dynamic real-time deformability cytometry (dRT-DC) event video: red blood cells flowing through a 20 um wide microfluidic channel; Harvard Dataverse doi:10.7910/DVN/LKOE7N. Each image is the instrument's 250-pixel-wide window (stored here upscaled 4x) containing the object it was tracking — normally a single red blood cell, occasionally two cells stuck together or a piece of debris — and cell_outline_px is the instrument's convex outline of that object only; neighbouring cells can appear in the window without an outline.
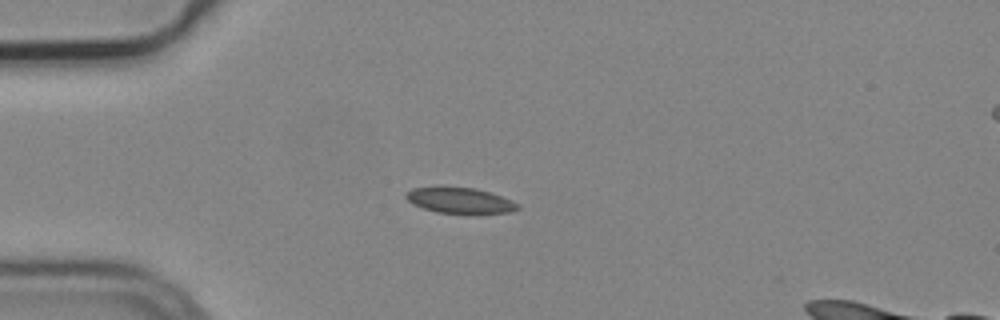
{"species": "common noctule bat (a hibernating species)", "species_latin": "Nyctalus noctula", "temperature_condition": "cold", "stored_images_in_passage": 3, "camera_frame_rate_fps": 3000, "um_per_image_px": 0.085, "animal": {"sex": "male", "body_mass_g": 19.2, "forearm_length_mm": 51.8}, "frame": {"image": 1, "passage_image": 1, "time_ms": 0.0, "image_size_px": [1000, 320], "cell_outline_px": [[520, 208], [508, 212], [476, 216], [472, 216], [436, 212], [412, 204], [404, 196], [412, 188], [440, 184], [476, 188], [512, 200], [520, 204]], "centroid_in_image_um": [39.09, 17.04], "position_along_channel_um": 45.9, "area_um2": 17.98}}
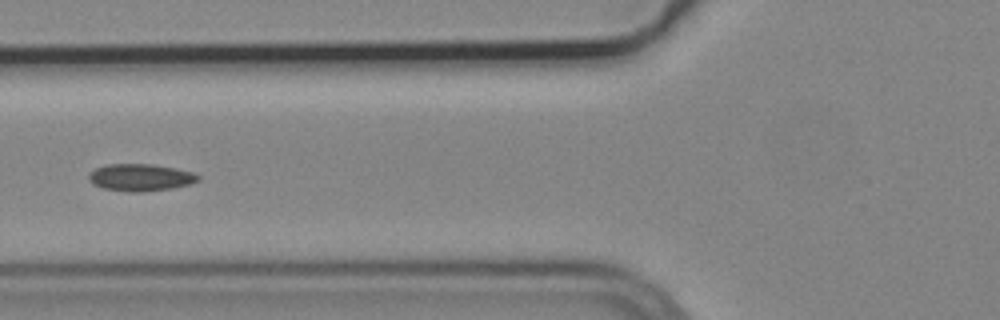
{"frame": {"image": 2, "passage_image": 3, "time_ms": 0.667, "image_size_px": [1000, 320], "cell_outline_px": [[200, 180], [192, 184], [172, 188], [140, 192], [128, 192], [104, 188], [92, 184], [88, 180], [88, 172], [96, 168], [108, 164], [152, 164], [176, 168], [192, 172], [200, 176]], "centroid_in_image_um": [11.94, 15.08], "position_along_channel_um": 113.9, "area_um2": 17.46}}